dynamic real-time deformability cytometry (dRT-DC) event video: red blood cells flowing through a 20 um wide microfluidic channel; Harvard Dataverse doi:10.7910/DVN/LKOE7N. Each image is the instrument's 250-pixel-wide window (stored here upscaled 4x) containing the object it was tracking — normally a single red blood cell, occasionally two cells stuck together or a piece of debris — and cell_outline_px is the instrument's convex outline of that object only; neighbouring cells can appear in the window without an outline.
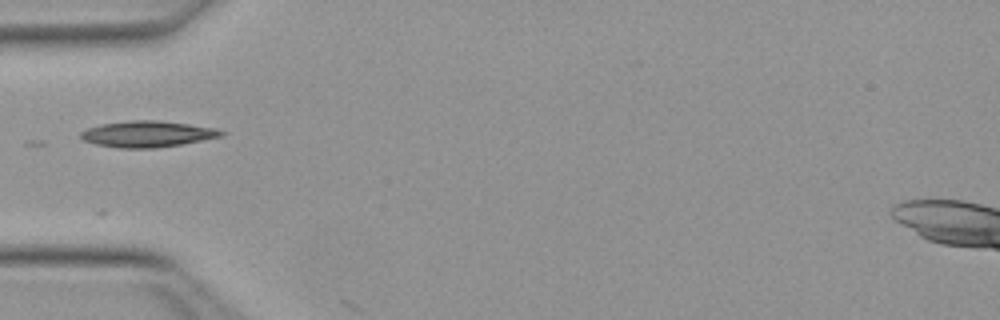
{"species": "Egyptian fruit bat (a non-hibernating species)", "species_latin": "Rousettus aegyptiacus", "temperature_condition": "warm", "stored_images_in_passage": 2, "camera_frame_rate_fps": 3000, "um_per_image_px": 0.085, "animal": {"sex": "female"}, "frame": {"image": 1, "passage_image": 1, "time_ms": 0.0, "image_size_px": [1000, 320], "cell_outline_px": [[224, 136], [180, 144], [152, 148], [120, 148], [96, 144], [84, 140], [80, 136], [80, 132], [88, 128], [100, 124], [128, 120], [160, 120], [216, 128], [224, 132]], "centroid_in_image_um": [12.52, 11.38], "position_along_channel_um": 72.5, "area_um2": 21.33}}